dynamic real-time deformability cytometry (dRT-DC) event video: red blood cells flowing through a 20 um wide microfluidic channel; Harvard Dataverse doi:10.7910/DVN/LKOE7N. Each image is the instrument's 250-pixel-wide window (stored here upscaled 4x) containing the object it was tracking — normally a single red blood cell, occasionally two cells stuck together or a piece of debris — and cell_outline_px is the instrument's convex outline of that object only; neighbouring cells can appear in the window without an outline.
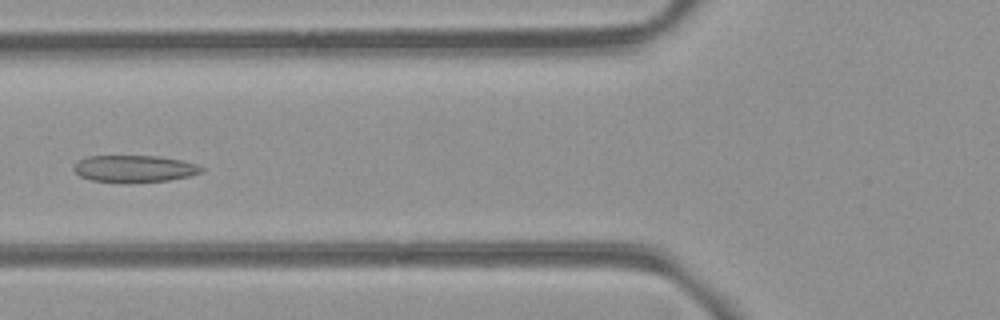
{"species": "common noctule bat (a hibernating species)", "species_latin": "Nyctalus noctula", "temperature_condition": "room temperature", "stored_images_in_passage": 5, "camera_frame_rate_fps": 3000, "um_per_image_px": 0.085, "animal": {"sex": "female", "body_mass_g": 21.9}, "frame": {"image": 1, "passage_image": 5, "time_ms": 5.333, "image_size_px": [1000, 320], "cell_outline_px": [[204, 172], [188, 176], [168, 180], [132, 184], [120, 184], [92, 180], [80, 176], [72, 168], [80, 160], [88, 156], [156, 156], [180, 160], [196, 164], [204, 168]], "centroid_in_image_um": [11.42, 14.37], "position_along_channel_um": 114.4, "area_um2": 20.35}}